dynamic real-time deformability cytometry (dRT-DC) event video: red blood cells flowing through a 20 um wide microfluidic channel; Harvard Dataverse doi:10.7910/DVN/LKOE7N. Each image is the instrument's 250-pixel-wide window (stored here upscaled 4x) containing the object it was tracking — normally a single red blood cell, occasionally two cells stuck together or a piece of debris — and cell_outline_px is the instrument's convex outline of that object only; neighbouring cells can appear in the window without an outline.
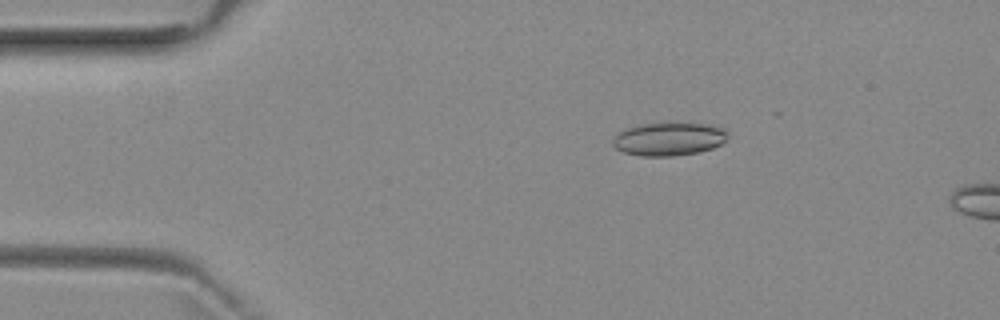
{"species": "common noctule bat (a hibernating species)", "species_latin": "Nyctalus noctula", "temperature_condition": "room temperature", "stored_images_in_passage": 4, "camera_frame_rate_fps": 3000, "um_per_image_px": 0.085, "animal": {"sex": "female", "body_mass_g": 29.2, "forearm_length_mm": 56.3}, "frame": {"image": 1, "passage_image": 3, "time_ms": 2.333, "image_size_px": [1000, 320], "cell_outline_px": [[728, 140], [712, 148], [696, 152], [672, 156], [640, 156], [624, 152], [616, 148], [612, 144], [612, 140], [620, 132], [628, 128], [644, 124], [708, 124], [724, 128], [728, 132]], "centroid_in_image_um": [56.89, 11.83], "position_along_channel_um": 28.1, "area_um2": 21.85}}